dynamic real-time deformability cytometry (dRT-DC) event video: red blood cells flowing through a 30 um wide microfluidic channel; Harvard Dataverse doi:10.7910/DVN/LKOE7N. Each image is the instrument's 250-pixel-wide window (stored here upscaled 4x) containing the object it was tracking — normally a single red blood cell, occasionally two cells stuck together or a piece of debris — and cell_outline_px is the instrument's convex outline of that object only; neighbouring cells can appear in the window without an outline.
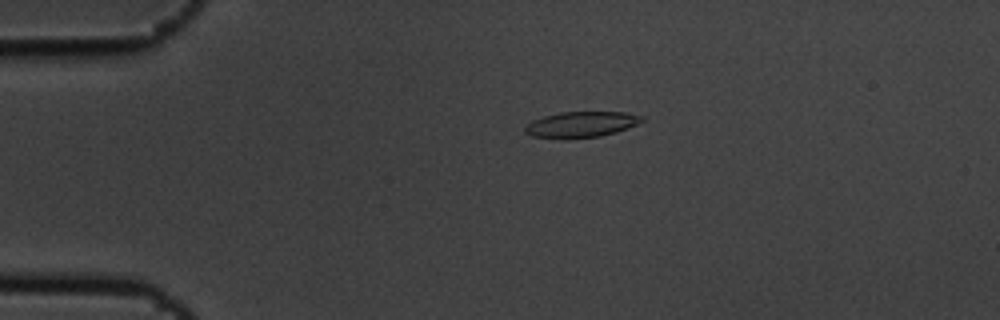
{"species": "common noctule bat (a hibernating species)", "species_latin": "Nyctalus noctula", "temperature_condition": "cold", "stored_images_in_passage": 4, "camera_frame_rate_fps": 3000, "um_per_image_px": 0.085, "animal": {"sex": "male", "body_mass_g": 19.5, "forearm_length_mm": 54.6}, "frame": {"image": 1, "passage_image": 3, "time_ms": 0.667, "image_size_px": [1000, 320], "cell_outline_px": [[644, 120], [628, 128], [616, 132], [600, 136], [564, 140], [560, 140], [532, 136], [524, 132], [524, 128], [532, 120], [544, 116], [560, 112], [624, 112], [644, 116]], "centroid_in_image_um": [49.37, 10.6], "position_along_channel_um": 35.6, "area_um2": 17.86}}